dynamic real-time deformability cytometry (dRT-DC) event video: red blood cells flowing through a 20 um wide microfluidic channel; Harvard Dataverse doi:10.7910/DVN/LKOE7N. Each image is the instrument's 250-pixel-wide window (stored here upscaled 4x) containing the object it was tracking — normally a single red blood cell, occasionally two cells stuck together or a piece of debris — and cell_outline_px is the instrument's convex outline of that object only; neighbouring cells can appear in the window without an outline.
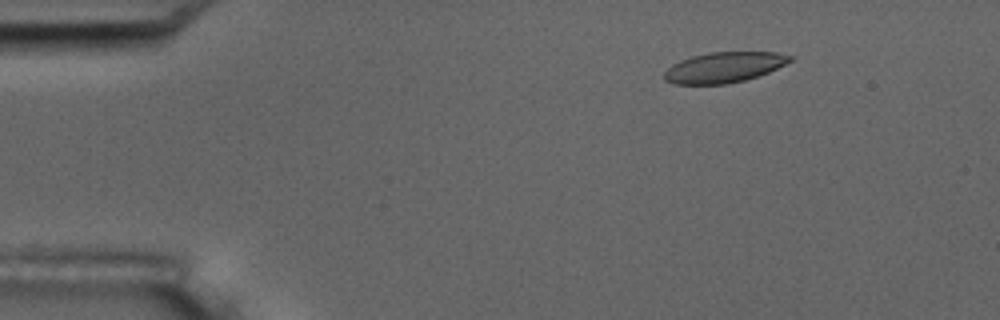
{"species": "common noctule bat (a hibernating species)", "species_latin": "Nyctalus noctula", "temperature_condition": "room temperature", "stored_images_in_passage": 6, "camera_frame_rate_fps": 3000, "um_per_image_px": 0.085, "animal": {"sex": "male", "body_mass_g": 17.5, "forearm_length_mm": 52.3}, "frame": {"image": 1, "passage_image": 3, "time_ms": 2.333, "image_size_px": [1000, 320], "cell_outline_px": [[796, 56], [792, 60], [768, 72], [744, 80], [728, 84], [672, 84], [664, 80], [664, 72], [672, 64], [680, 60], [692, 56], [708, 52], [776, 52]], "centroid_in_image_um": [61.52, 5.72], "position_along_channel_um": 23.5, "area_um2": 22.37}}
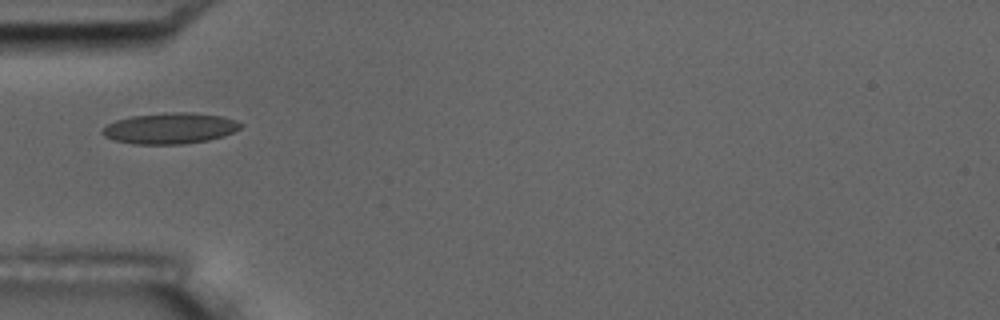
{"frame": {"image": 2, "passage_image": 6, "time_ms": 5.667, "image_size_px": [1000, 320], "cell_outline_px": [[244, 124], [240, 128], [224, 136], [208, 140], [184, 144], [132, 144], [116, 140], [104, 136], [100, 132], [100, 128], [116, 120], [132, 116], [172, 112], [192, 112], [220, 116], [236, 120]], "centroid_in_image_um": [14.44, 10.91], "position_along_channel_um": 70.6, "area_um2": 24.97}}